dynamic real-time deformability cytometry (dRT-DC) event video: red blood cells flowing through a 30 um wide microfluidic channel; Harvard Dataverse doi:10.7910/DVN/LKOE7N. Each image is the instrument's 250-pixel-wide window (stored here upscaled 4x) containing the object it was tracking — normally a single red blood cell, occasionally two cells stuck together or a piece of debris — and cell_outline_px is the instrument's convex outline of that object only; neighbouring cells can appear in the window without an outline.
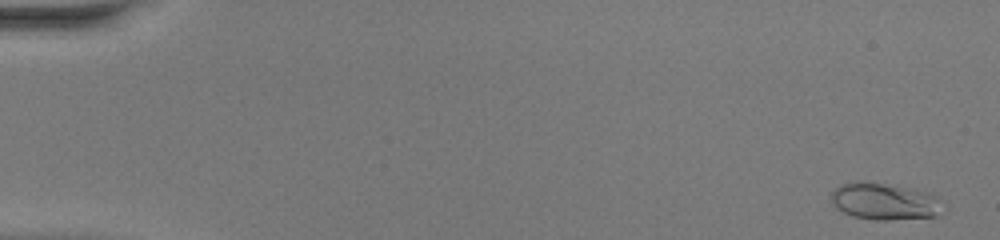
{"species": "common noctule bat (a hibernating species)", "species_latin": "Nyctalus noctula", "temperature_condition": "warm", "stored_images_in_passage": 50, "camera_frame_rate_fps": 3000, "um_per_image_px": 0.085, "animal": {"sex": "female", "body_mass_g": 20.0, "forearm_length_mm": 54.0}, "frame": {"image": 1, "passage_image": 2, "time_ms": 0.333, "image_size_px": [1000, 240], "cell_outline_px": [[936, 216], [888, 220], [876, 220], [852, 216], [836, 208], [832, 200], [832, 192], [840, 184], [852, 180], [880, 184], [932, 192], [936, 196]], "centroid_in_image_um": [75.07, 17.11], "position_along_channel_um": 9.9, "area_um2": 23.18}}
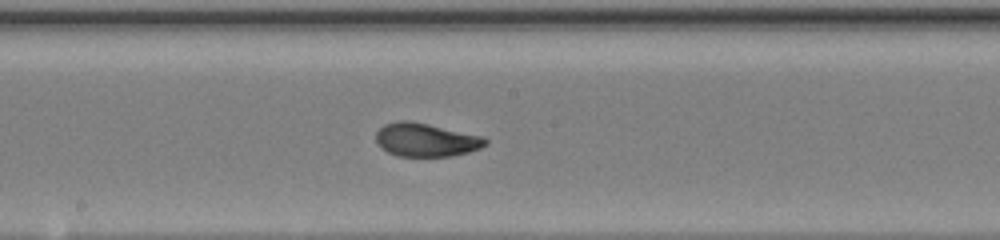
{"frame": {"image": 2, "passage_image": 28, "time_ms": 9.0, "image_size_px": [1000, 240], "cell_outline_px": [[488, 144], [480, 148], [468, 152], [452, 156], [396, 156], [380, 148], [376, 140], [376, 132], [384, 124], [400, 120], [408, 120], [428, 124], [484, 136], [488, 140]], "centroid_in_image_um": [36.21, 11.89], "position_along_channel_um": 212.0, "area_um2": 21.44}}
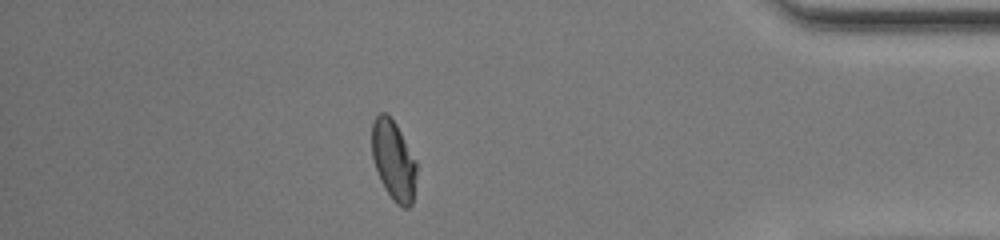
{"frame": {"image": 3, "passage_image": 44, "time_ms": 14.333, "image_size_px": [1000, 240], "cell_outline_px": [[416, 172], [412, 204], [408, 208], [404, 208], [396, 204], [392, 200], [384, 188], [380, 180], [372, 156], [372, 124], [376, 116], [380, 112], [384, 112], [396, 124], [416, 160]], "centroid_in_image_um": [33.44, 13.65], "position_along_channel_um": 401.8, "area_um2": 20.63}, "authors_computed_cell_mechanics": {"area_um2": 21.097, "velocity_mm_per_s": 4.2039, "shape_relaxation_time_tau1_ms": 5.4583, "shape_relaxation_time_tau2_ms": null, "deformation_change_tau1": 0.2306, "deformation_change_tau2": null}}